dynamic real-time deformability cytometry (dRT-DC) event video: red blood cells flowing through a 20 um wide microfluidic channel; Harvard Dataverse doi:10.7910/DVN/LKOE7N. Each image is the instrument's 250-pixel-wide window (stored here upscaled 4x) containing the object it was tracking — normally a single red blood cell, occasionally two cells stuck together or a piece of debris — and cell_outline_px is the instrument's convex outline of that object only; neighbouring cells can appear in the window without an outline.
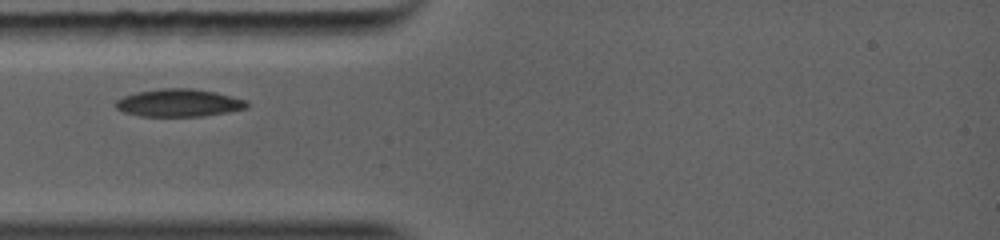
{"species": "common noctule bat (a hibernating species)", "species_latin": "Nyctalus noctula", "temperature_condition": "warm", "stored_images_in_passage": 37, "camera_frame_rate_fps": 5000, "um_per_image_px": 0.085, "animal": {"sex": "female", "body_mass_g": 19.0, "forearm_length_mm": 56.7}, "frame": {"image": 1, "passage_image": 1, "time_ms": 0.0, "image_size_px": [1000, 240], "cell_outline_px": [[248, 108], [224, 112], [196, 116], [144, 116], [124, 112], [116, 108], [112, 104], [116, 100], [124, 96], [136, 92], [160, 88], [192, 88], [232, 96], [248, 100]], "centroid_in_image_um": [15.16, 8.73], "position_along_channel_um": 69.8, "area_um2": 20.98}}
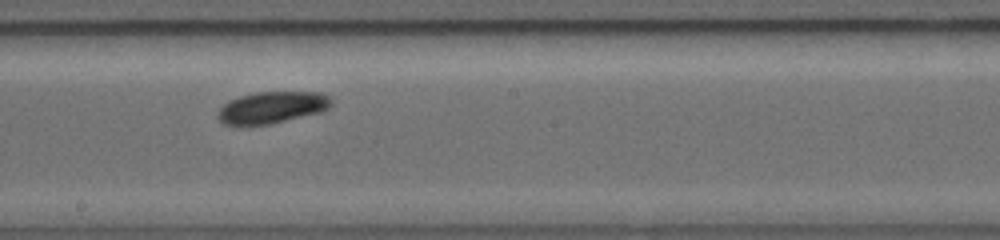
{"frame": {"image": 2, "passage_image": 14, "time_ms": 3.2, "image_size_px": [1000, 240], "cell_outline_px": [[332, 104], [328, 108], [316, 112], [280, 120], [260, 124], [232, 124], [224, 120], [220, 116], [220, 108], [228, 100], [240, 96], [256, 92], [324, 92], [332, 96]], "centroid_in_image_um": [23.2, 9.06], "position_along_channel_um": 225.0, "area_um2": 19.94}}
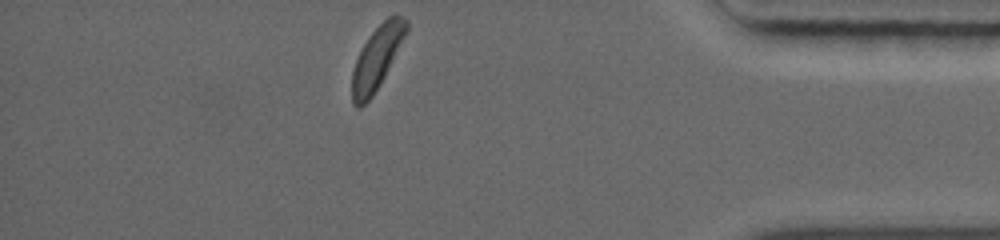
{"frame": {"image": 3, "passage_image": 37, "time_ms": 7.6, "image_size_px": [1000, 240], "cell_outline_px": [[408, 32], [372, 96], [364, 104], [356, 104], [352, 100], [352, 72], [356, 60], [368, 36], [388, 16], [400, 16], [408, 20]], "centroid_in_image_um": [32.05, 4.85], "position_along_channel_um": 403.1, "area_um2": 19.13}}